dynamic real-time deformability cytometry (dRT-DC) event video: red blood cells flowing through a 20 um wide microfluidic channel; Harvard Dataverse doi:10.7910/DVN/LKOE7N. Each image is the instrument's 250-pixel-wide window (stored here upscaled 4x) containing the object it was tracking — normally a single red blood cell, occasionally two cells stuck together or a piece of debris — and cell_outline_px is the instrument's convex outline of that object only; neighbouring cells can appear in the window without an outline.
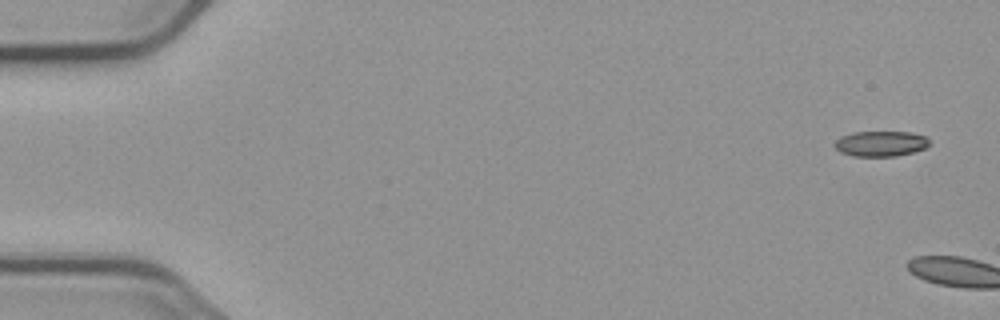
{"species": "common noctule bat (a hibernating species)", "species_latin": "Nyctalus noctula", "temperature_condition": "cold", "stored_images_in_passage": 2, "camera_frame_rate_fps": 3000, "um_per_image_px": 0.085, "animal": {"sex": "male", "body_mass_g": 23.1, "forearm_length_mm": 52.7}, "frame": {"image": 1, "passage_image": 1, "time_ms": 0.0, "image_size_px": [1000, 320], "cell_outline_px": [[928, 144], [924, 148], [912, 152], [896, 156], [852, 156], [840, 152], [832, 144], [840, 136], [852, 132], [912, 132], [928, 136]], "centroid_in_image_um": [74.83, 12.2], "position_along_channel_um": 10.2, "area_um2": 14.1}}